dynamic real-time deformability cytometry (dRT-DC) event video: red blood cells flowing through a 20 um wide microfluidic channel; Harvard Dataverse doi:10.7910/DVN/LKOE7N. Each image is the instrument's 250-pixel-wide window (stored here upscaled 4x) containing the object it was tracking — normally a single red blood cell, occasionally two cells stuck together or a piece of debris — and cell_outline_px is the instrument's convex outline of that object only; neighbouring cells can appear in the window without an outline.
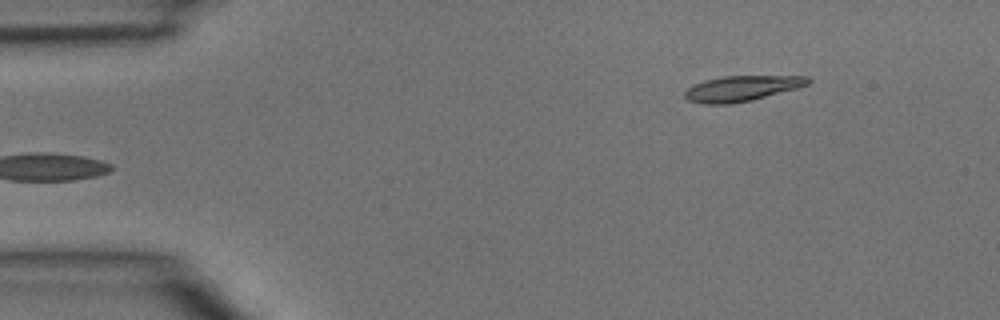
{"species": "common noctule bat (a hibernating species)", "species_latin": "Nyctalus noctula", "temperature_condition": "room temperature", "stored_images_in_passage": 5, "camera_frame_rate_fps": 3000, "um_per_image_px": 0.085, "animal": {"sex": "male", "body_mass_g": 15.6}, "frame": {"image": 1, "passage_image": 5, "time_ms": 1.333, "image_size_px": [1000, 320], "cell_outline_px": [[812, 80], [808, 84], [796, 88], [752, 100], [732, 104], [704, 104], [688, 100], [684, 96], [684, 92], [688, 88], [704, 80], [724, 76], [808, 76]], "centroid_in_image_um": [63.04, 7.52], "position_along_channel_um": 22.0, "area_um2": 18.15}}